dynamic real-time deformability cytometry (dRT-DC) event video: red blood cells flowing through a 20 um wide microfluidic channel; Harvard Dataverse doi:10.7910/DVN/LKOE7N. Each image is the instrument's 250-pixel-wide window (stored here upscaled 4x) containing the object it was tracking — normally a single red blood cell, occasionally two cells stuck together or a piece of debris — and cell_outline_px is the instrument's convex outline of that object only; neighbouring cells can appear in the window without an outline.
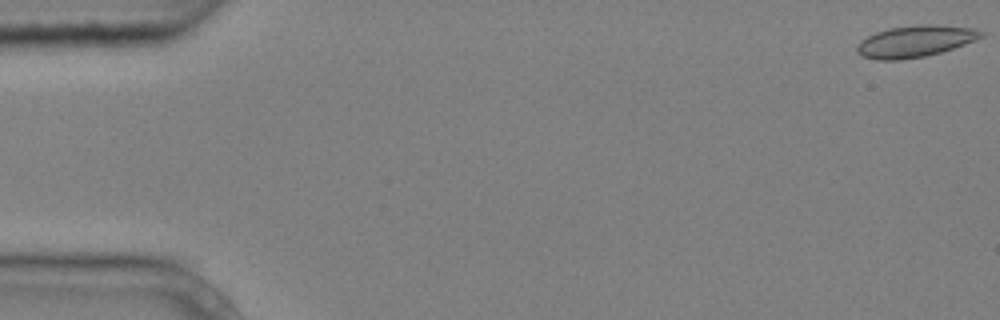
{"species": "common noctule bat (a hibernating species)", "species_latin": "Nyctalus noctula", "temperature_condition": "cold", "stored_images_in_passage": 4, "segment_of_instrument_passage": [2, 2], "camera_frame_rate_fps": 3000, "um_per_image_px": 0.085, "animal": {"sex": "male", "body_mass_g": 20.4}, "frame": {"image": 1, "passage_image": 4, "time_ms": 1.0, "image_size_px": [1000, 320], "cell_outline_px": [[984, 36], [964, 44], [940, 52], [924, 56], [900, 60], [876, 60], [864, 56], [856, 52], [856, 48], [860, 40], [876, 32], [888, 28], [920, 24], [932, 24], [976, 28], [984, 32]], "centroid_in_image_um": [77.78, 3.5], "position_along_channel_um": 7.2, "area_um2": 22.83}}